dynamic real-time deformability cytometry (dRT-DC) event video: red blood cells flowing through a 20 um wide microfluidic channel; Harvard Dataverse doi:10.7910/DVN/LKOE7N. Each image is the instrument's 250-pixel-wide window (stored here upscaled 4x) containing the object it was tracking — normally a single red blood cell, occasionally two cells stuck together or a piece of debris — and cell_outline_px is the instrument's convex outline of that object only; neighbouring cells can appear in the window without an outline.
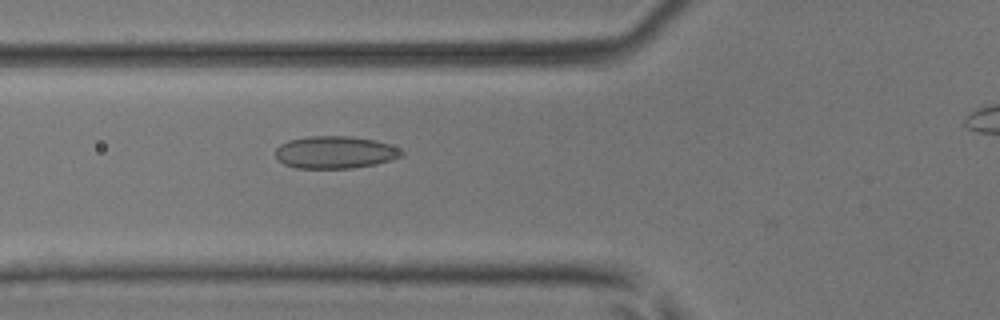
{"species": "common noctule bat (a hibernating species)", "species_latin": "Nyctalus noctula", "temperature_condition": "room temperature", "stored_images_in_passage": 33, "camera_frame_rate_fps": 3000, "um_per_image_px": 0.085, "animal": {"sex": "male", "body_mass_g": 17.9, "forearm_length_mm": 54.2}, "frame": {"image": 1, "passage_image": 6, "time_ms": 1.667, "image_size_px": [1000, 320], "cell_outline_px": [[404, 156], [376, 164], [352, 168], [296, 168], [284, 164], [276, 156], [276, 148], [280, 144], [288, 140], [308, 136], [352, 136], [372, 140], [388, 144], [404, 152]], "centroid_in_image_um": [28.46, 12.94], "position_along_channel_um": 97.3, "area_um2": 23.7}}
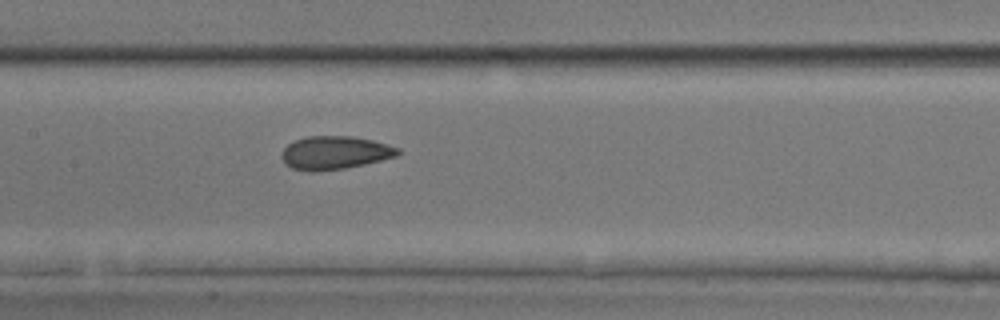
{"frame": {"image": 2, "passage_image": 12, "time_ms": 3.667, "image_size_px": [1000, 320], "cell_outline_px": [[400, 152], [396, 156], [364, 164], [344, 168], [312, 172], [308, 172], [292, 168], [284, 164], [280, 156], [280, 152], [288, 144], [296, 140], [308, 136], [352, 136], [372, 140], [388, 144], [400, 148]], "centroid_in_image_um": [28.42, 12.98], "position_along_channel_um": 179.0, "area_um2": 22.6}}
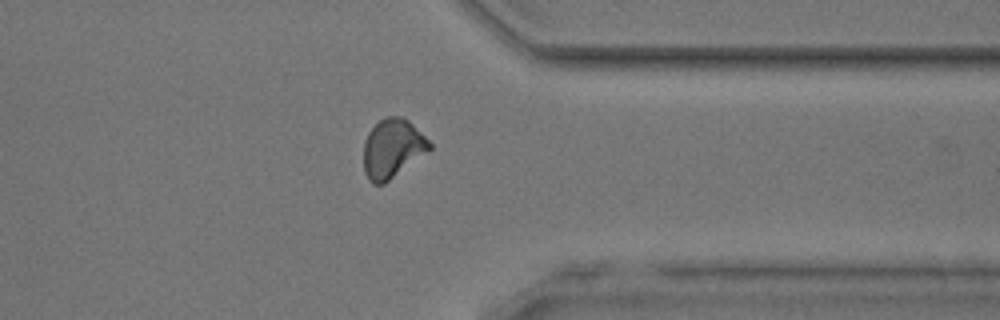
{"frame": {"image": 3, "passage_image": 27, "time_ms": 8.667, "image_size_px": [1000, 320], "cell_outline_px": [[432, 148], [384, 184], [372, 184], [368, 180], [364, 172], [364, 144], [368, 132], [384, 116], [400, 116], [408, 120], [432, 144]], "centroid_in_image_um": [33.34, 12.62], "position_along_channel_um": 378.1, "area_um2": 22.43}, "authors_computed_cell_mechanics": {"area_um2": 22.3686, "velocity_mm_per_s": 4.075, "shape_relaxation_time_tau1_ms": 10.4617, "shape_relaxation_time_tau2_ms": 0.898, "deformation_change_tau1": 0.1765, "deformation_change_tau2": 0.0384}}